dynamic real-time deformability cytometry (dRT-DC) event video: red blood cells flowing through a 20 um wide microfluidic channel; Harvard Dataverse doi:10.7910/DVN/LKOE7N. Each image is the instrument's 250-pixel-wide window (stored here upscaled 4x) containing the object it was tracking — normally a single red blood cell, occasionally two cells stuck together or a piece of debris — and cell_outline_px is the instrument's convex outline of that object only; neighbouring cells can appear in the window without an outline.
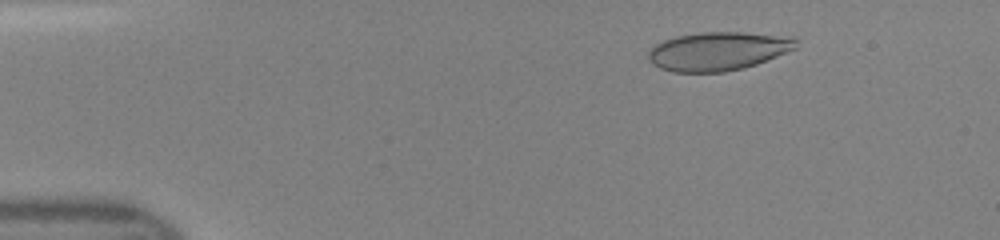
{"species": "human", "species_latin": "Homo sapiens", "temperature_condition": "room temperature", "stored_images_in_passage": 47, "camera_frame_rate_fps": 3000, "um_per_image_px": 0.085, "donor": {"sex": "female"}, "frame": {"image": 1, "passage_image": 7, "time_ms": 2.0, "image_size_px": [1000, 240], "cell_outline_px": [[796, 48], [756, 64], [744, 68], [724, 72], [672, 72], [660, 68], [652, 64], [648, 60], [648, 52], [656, 44], [664, 40], [676, 36], [700, 32], [740, 32], [772, 36], [796, 40]], "centroid_in_image_um": [60.92, 4.37], "position_along_channel_um": 24.1, "area_um2": 32.66}}
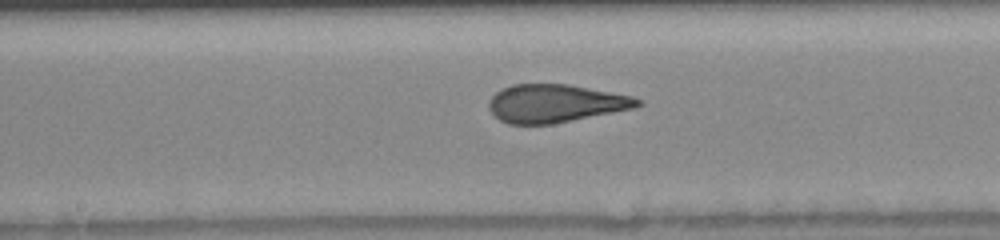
{"frame": {"image": 2, "passage_image": 25, "time_ms": 8.0, "image_size_px": [1000, 240], "cell_outline_px": [[644, 104], [636, 108], [552, 124], [508, 124], [500, 120], [488, 108], [488, 100], [496, 92], [512, 84], [568, 84], [632, 96], [640, 100]], "centroid_in_image_um": [47.21, 8.79], "position_along_channel_um": 201.0, "area_um2": 32.95}}
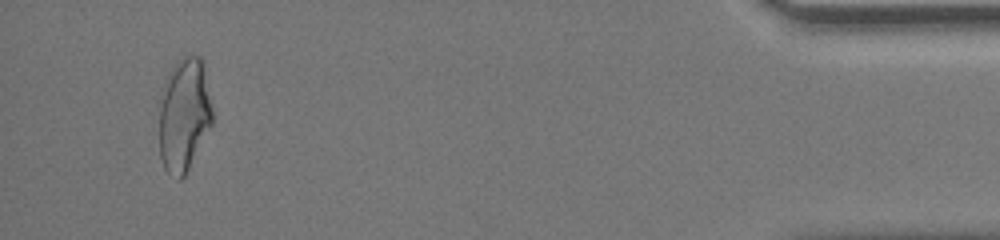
{"frame": {"image": 3, "passage_image": 45, "time_ms": 14.667, "image_size_px": [1000, 240], "cell_outline_px": [[212, 124], [184, 176], [180, 180], [176, 180], [164, 168], [160, 156], [156, 104], [160, 92], [168, 72], [184, 56], [200, 56], [204, 60], [212, 108]], "centroid_in_image_um": [15.59, 9.74], "position_along_channel_um": 419.6, "area_um2": 36.24}}